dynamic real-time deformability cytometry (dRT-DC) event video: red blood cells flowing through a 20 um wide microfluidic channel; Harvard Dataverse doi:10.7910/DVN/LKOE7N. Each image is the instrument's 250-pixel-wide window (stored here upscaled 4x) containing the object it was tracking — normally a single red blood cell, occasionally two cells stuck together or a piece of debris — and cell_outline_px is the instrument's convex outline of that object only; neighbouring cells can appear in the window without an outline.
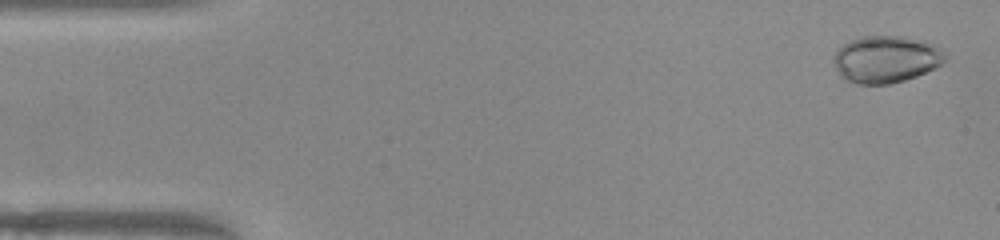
{"species": "common noctule bat (a hibernating species)", "species_latin": "Nyctalus noctula", "temperature_condition": "warm", "stored_images_in_passage": 51, "camera_frame_rate_fps": 3000, "um_per_image_px": 0.085, "animal": {"sex": "female", "body_mass_g": 22.0, "forearm_length_mm": 56.7}, "frame": {"image": 1, "passage_image": 2, "time_ms": 0.333, "image_size_px": [1000, 240], "cell_outline_px": [[944, 60], [940, 64], [916, 76], [904, 80], [888, 84], [856, 84], [840, 76], [832, 60], [832, 56], [844, 44], [852, 40], [864, 36], [904, 36], [924, 40], [936, 44], [944, 56]], "centroid_in_image_um": [75.27, 5.03], "position_along_channel_um": 9.7, "area_um2": 30.29}}
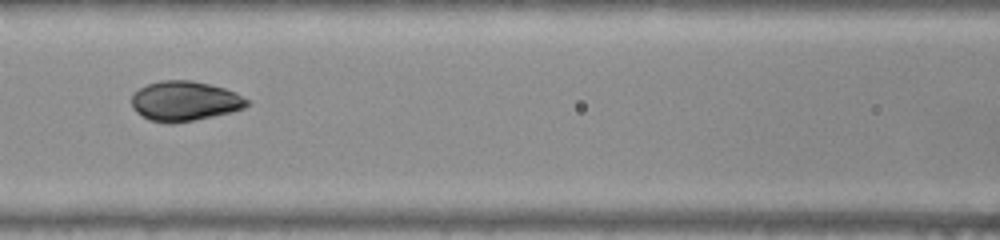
{"frame": {"image": 2, "passage_image": 22, "time_ms": 7.0, "image_size_px": [1000, 240], "cell_outline_px": [[252, 100], [244, 108], [232, 112], [172, 124], [164, 124], [148, 120], [136, 112], [132, 104], [132, 96], [140, 88], [148, 84], [160, 80], [192, 80], [224, 88], [236, 92]], "centroid_in_image_um": [15.72, 8.6], "position_along_channel_um": 150.9, "area_um2": 26.93}}
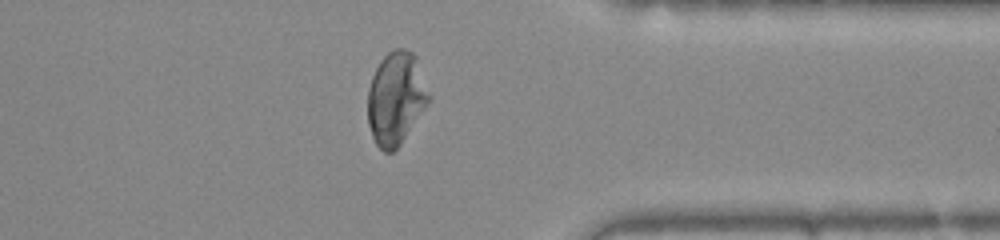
{"frame": {"image": 3, "passage_image": 40, "time_ms": 13.0, "image_size_px": [1000, 240], "cell_outline_px": [[428, 104], [400, 144], [392, 152], [384, 152], [376, 144], [372, 136], [368, 124], [368, 88], [372, 76], [380, 60], [388, 52], [396, 48], [404, 48], [412, 52], [416, 56], [428, 96]], "centroid_in_image_um": [33.61, 8.36], "position_along_channel_um": 377.8, "area_um2": 32.54}, "authors_computed_cell_mechanics": {"area_um2": 28.611, "velocity_mm_per_s": 3.9467, "shape_relaxation_time_tau1_ms": 3.5178, "shape_relaxation_time_tau2_ms": null, "deformation_change_tau1": 0.1711, "deformation_change_tau2": null}}